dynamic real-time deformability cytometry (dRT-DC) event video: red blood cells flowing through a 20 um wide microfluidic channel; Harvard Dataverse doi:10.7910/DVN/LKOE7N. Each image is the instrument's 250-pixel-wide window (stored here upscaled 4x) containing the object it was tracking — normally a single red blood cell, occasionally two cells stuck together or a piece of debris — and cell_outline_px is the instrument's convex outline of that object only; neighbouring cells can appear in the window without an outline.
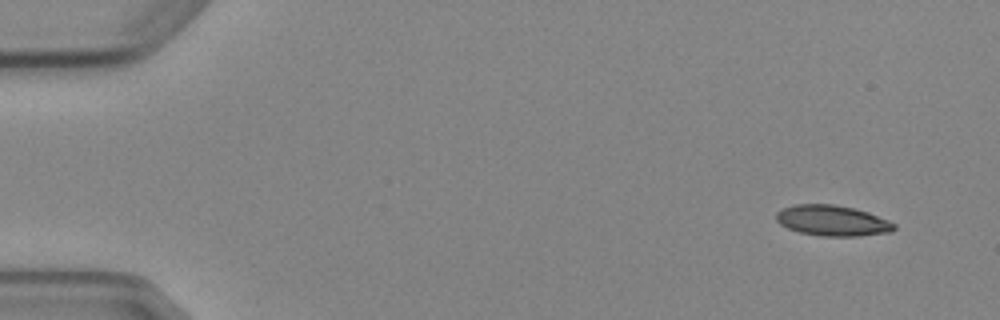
{"species": "Egyptian fruit bat (a non-hibernating species)", "species_latin": "Rousettus aegyptiacus", "temperature_condition": "cold", "stored_images_in_passage": 8, "camera_frame_rate_fps": 3000, "um_per_image_px": 0.085, "animal": {"sex": "female"}, "frame": {"image": 1, "passage_image": 1, "time_ms": 0.0, "image_size_px": [1000, 320], "cell_outline_px": [[896, 228], [892, 232], [860, 236], [820, 236], [800, 232], [788, 228], [780, 224], [776, 220], [776, 212], [784, 208], [796, 204], [832, 204], [852, 208], [868, 212], [888, 220], [896, 224]], "centroid_in_image_um": [70.77, 18.76], "position_along_channel_um": 14.2, "area_um2": 21.04}}
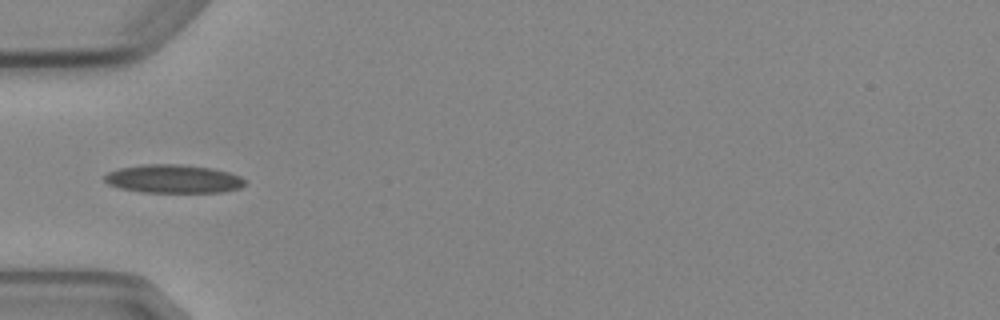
{"frame": {"image": 2, "passage_image": 5, "time_ms": 4.667, "image_size_px": [1000, 320], "cell_outline_px": [[244, 184], [240, 188], [224, 192], [140, 192], [120, 188], [108, 184], [104, 180], [104, 176], [108, 172], [120, 168], [140, 164], [180, 164], [212, 168], [228, 172], [240, 176], [244, 180]], "centroid_in_image_um": [14.71, 15.2], "position_along_channel_um": 70.3, "area_um2": 23.29}}
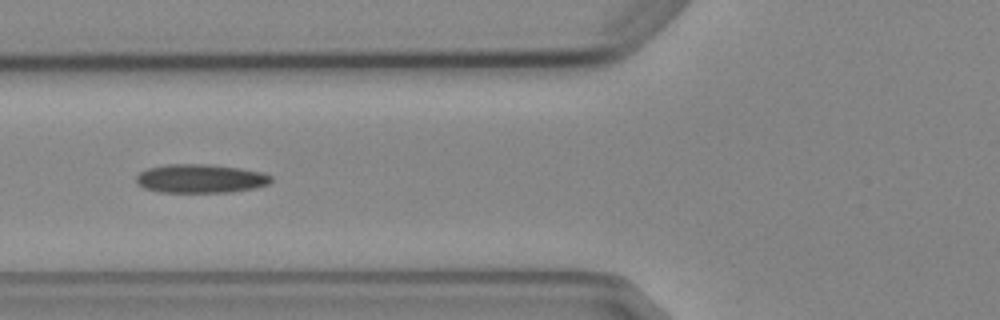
{"frame": {"image": 3, "passage_image": 6, "time_ms": 5.667, "image_size_px": [1000, 320], "cell_outline_px": [[272, 180], [268, 184], [256, 188], [232, 192], [160, 192], [144, 188], [136, 184], [136, 176], [140, 172], [148, 168], [168, 164], [208, 164], [240, 168], [264, 172], [272, 176]], "centroid_in_image_um": [17.06, 15.18], "position_along_channel_um": 108.7, "area_um2": 22.77}}